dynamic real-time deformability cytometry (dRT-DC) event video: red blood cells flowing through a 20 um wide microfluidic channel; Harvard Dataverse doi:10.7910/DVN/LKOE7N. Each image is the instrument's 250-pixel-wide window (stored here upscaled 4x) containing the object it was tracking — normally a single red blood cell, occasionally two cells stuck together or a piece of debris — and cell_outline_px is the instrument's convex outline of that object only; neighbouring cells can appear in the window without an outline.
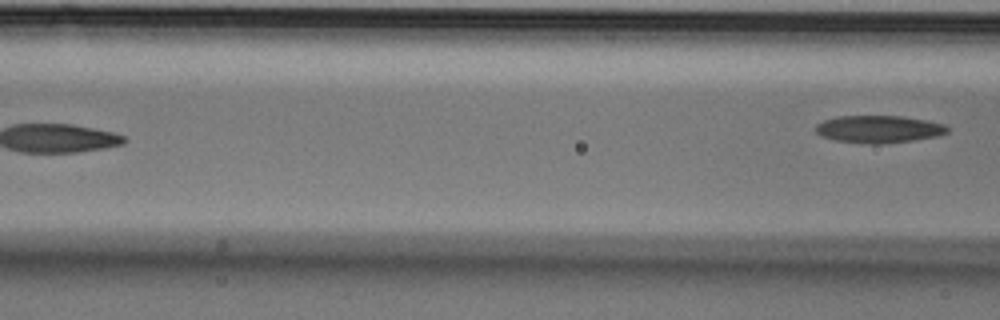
{"species": "Egyptian fruit bat (a non-hibernating species)", "species_latin": "Rousettus aegyptiacus", "temperature_condition": "cold", "stored_images_in_passage": 8, "camera_frame_rate_fps": 3000, "um_per_image_px": 0.085, "animal": {"sex": "male"}, "frame": {"image": 1, "passage_image": 8, "time_ms": 2.333, "image_size_px": [1000, 320], "cell_outline_px": [[952, 128], [948, 132], [936, 136], [912, 140], [880, 144], [872, 144], [836, 140], [820, 136], [816, 132], [816, 124], [824, 120], [836, 116], [900, 116], [928, 120], [944, 124]], "centroid_in_image_um": [74.71, 10.97], "position_along_channel_um": 91.9, "area_um2": 21.04}}